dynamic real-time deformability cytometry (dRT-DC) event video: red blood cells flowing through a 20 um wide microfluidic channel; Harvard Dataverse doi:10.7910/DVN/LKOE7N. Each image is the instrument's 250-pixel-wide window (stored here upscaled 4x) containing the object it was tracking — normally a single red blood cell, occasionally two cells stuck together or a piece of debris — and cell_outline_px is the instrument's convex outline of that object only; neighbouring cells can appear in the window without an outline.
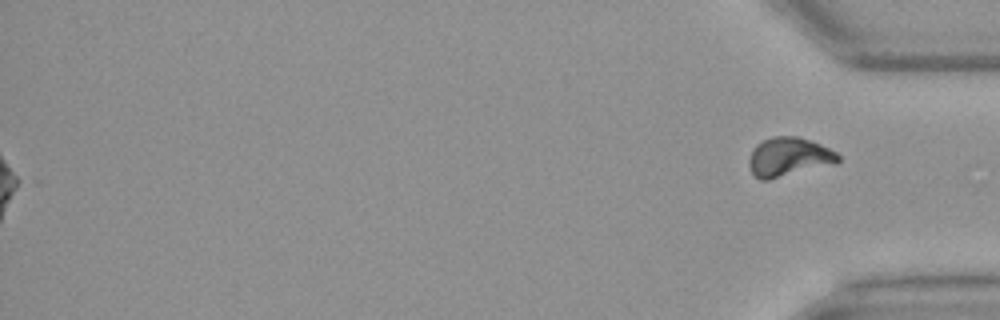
{"species": "Egyptian fruit bat (a non-hibernating species)", "species_latin": "Rousettus aegyptiacus", "temperature_condition": "warm", "stored_images_in_passage": 51, "segment_of_instrument_passage": [2, 2], "camera_frame_rate_fps": 3000, "um_per_image_px": 0.085, "animal": {"sex": "female"}, "frame": {"image": 1, "passage_image": 51, "time_ms": 16.667, "image_size_px": [1000, 320], "cell_outline_px": [[840, 160], [836, 164], [768, 180], [760, 180], [752, 172], [748, 164], [748, 160], [752, 148], [756, 144], [772, 136], [796, 136], [820, 144], [836, 152], [840, 156]], "centroid_in_image_um": [67.04, 13.35], "position_along_channel_um": 368.2, "area_um2": 20.35}}